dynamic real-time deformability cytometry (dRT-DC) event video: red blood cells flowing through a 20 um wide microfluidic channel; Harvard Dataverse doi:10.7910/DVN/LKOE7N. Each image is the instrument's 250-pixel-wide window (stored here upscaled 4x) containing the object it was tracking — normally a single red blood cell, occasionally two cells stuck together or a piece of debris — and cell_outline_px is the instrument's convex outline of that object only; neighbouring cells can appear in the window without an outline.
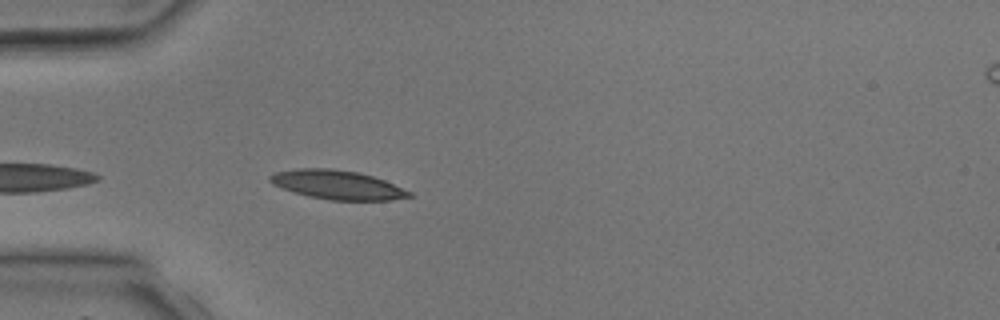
{"species": "common noctule bat (a hibernating species)", "species_latin": "Nyctalus noctula", "temperature_condition": "room temperature", "stored_images_in_passage": 2, "camera_frame_rate_fps": 3000, "um_per_image_px": 0.085, "animal": {"sex": "male", "body_mass_g": 17.9, "forearm_length_mm": 54.2}, "frame": {"image": 1, "passage_image": 2, "time_ms": 1.333, "image_size_px": [1000, 320], "cell_outline_px": [[412, 196], [392, 200], [332, 200], [308, 196], [292, 192], [272, 184], [268, 180], [268, 176], [276, 172], [296, 168], [332, 168], [356, 172], [372, 176], [384, 180], [412, 192]], "centroid_in_image_um": [28.64, 15.7], "position_along_channel_um": 56.4, "area_um2": 23.52}}